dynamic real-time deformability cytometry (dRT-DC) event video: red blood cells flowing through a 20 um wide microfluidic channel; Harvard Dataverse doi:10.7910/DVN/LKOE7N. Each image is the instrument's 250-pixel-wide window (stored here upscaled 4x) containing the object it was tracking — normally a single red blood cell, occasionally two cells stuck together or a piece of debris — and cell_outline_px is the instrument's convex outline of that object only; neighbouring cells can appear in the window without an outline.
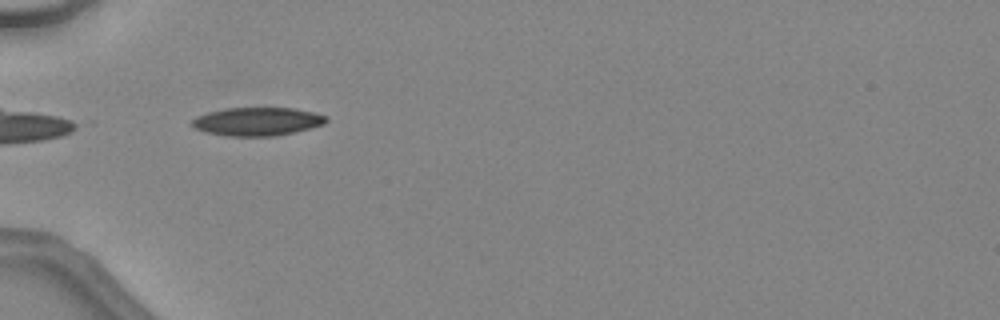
{"species": "common noctule bat (a hibernating species)", "species_latin": "Nyctalus noctula", "temperature_condition": "warm", "stored_images_in_passage": 31, "camera_frame_rate_fps": 3000, "um_per_image_px": 0.085, "animal": {"sex": "female", "body_mass_g": 24.6, "forearm_length_mm": 56.2}, "frame": {"image": 1, "passage_image": 1, "time_ms": 0.0, "image_size_px": [1000, 320], "cell_outline_px": [[328, 120], [324, 124], [296, 132], [272, 136], [228, 136], [208, 132], [196, 128], [192, 124], [192, 120], [196, 116], [208, 112], [224, 108], [292, 108], [312, 112], [328, 116]], "centroid_in_image_um": [21.89, 10.32], "position_along_channel_um": 63.1, "area_um2": 22.02}}
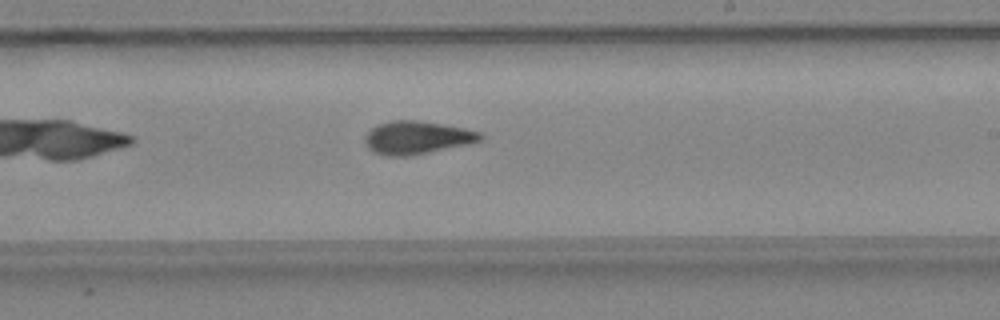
{"frame": {"image": 2, "passage_image": 14, "time_ms": 4.333, "image_size_px": [1000, 320], "cell_outline_px": [[484, 136], [480, 140], [472, 144], [408, 156], [384, 156], [372, 152], [364, 144], [364, 136], [376, 124], [392, 120], [420, 120], [464, 128], [480, 132]], "centroid_in_image_um": [35.41, 11.7], "position_along_channel_um": 253.6, "area_um2": 22.54}}
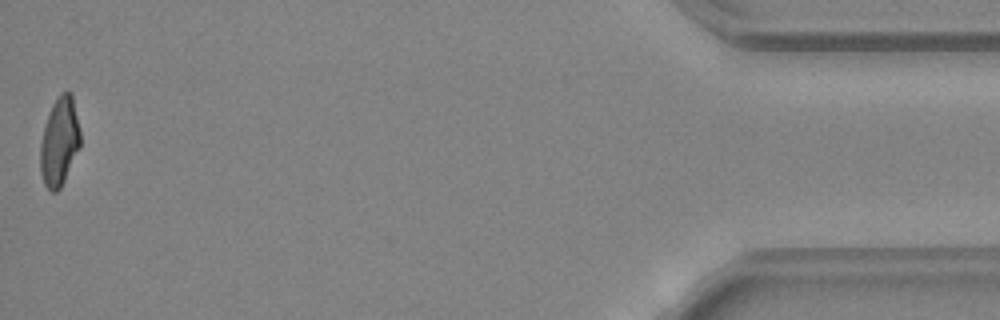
{"frame": {"image": 3, "passage_image": 31, "time_ms": 10.0, "image_size_px": [1000, 320], "cell_outline_px": [[80, 148], [60, 188], [56, 192], [52, 192], [44, 184], [40, 172], [40, 144], [44, 128], [52, 104], [56, 96], [60, 92], [72, 92], [80, 132]], "centroid_in_image_um": [5.05, 12.03], "position_along_channel_um": 430.1, "area_um2": 20.63}, "authors_computed_cell_mechanics": {"area_um2": 21.675, "velocity_mm_per_s": 4.5592, "shape_relaxation_time_tau1_ms": 8.2186, "shape_relaxation_time_tau2_ms": 2.8923, "deformation_change_tau1": 0.2557, "deformation_change_tau2": 0.0993}}